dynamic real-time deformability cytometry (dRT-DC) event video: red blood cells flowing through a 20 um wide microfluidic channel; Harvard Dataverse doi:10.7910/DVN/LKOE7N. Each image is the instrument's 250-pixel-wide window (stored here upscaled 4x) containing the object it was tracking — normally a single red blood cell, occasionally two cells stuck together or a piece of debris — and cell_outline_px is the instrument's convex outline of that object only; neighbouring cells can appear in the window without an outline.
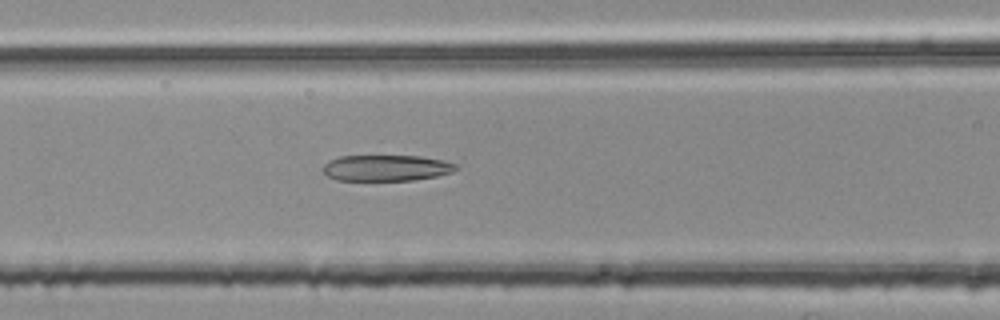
{"species": "common noctule bat (a hibernating species)", "species_latin": "Nyctalus noctula", "temperature_condition": "room temperature", "stored_images_in_passage": 29, "camera_frame_rate_fps": 3000, "um_per_image_px": 0.085, "animal": {"sex": "female", "body_mass_g": 25.1}, "frame": {"image": 1, "passage_image": 8, "time_ms": 2.333, "image_size_px": [1000, 320], "cell_outline_px": [[456, 168], [452, 172], [436, 176], [412, 180], [336, 180], [328, 176], [324, 172], [324, 164], [328, 160], [340, 156], [420, 156], [444, 160], [456, 164]], "centroid_in_image_um": [32.82, 14.27], "position_along_channel_um": 133.8, "area_um2": 20.06}}
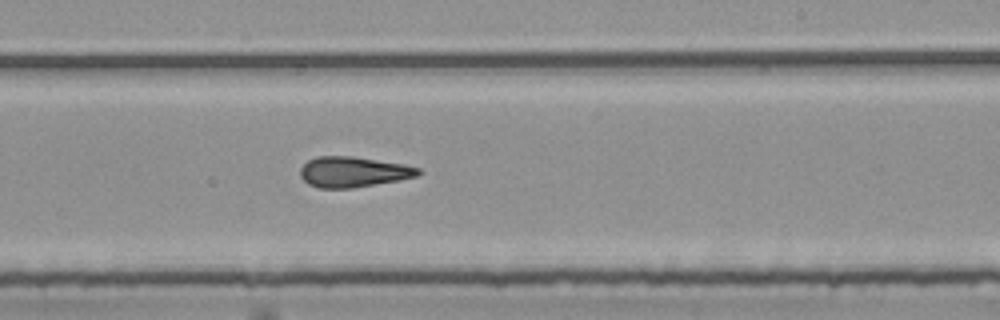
{"frame": {"image": 2, "passage_image": 18, "time_ms": 5.667, "image_size_px": [1000, 320], "cell_outline_px": [[420, 172], [416, 176], [400, 180], [352, 188], [320, 188], [308, 184], [300, 176], [300, 168], [308, 160], [316, 156], [352, 156], [404, 164], [420, 168]], "centroid_in_image_um": [30.0, 14.61], "position_along_channel_um": 259.0, "area_um2": 20.92}}
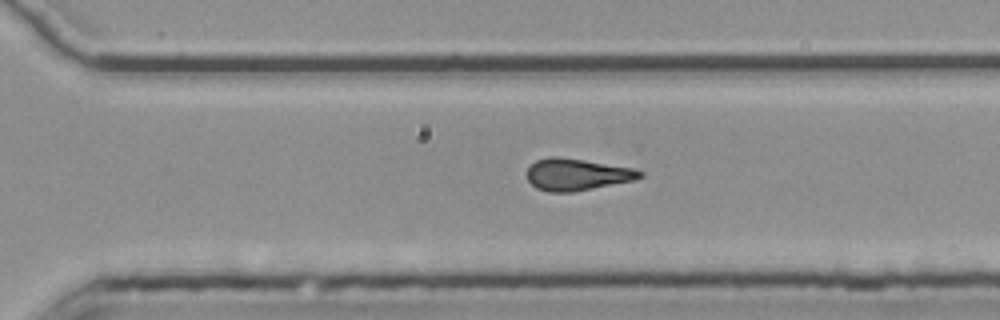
{"frame": {"image": 3, "passage_image": 23, "time_ms": 7.333, "image_size_px": [1000, 320], "cell_outline_px": [[644, 176], [632, 180], [572, 192], [548, 192], [536, 188], [528, 180], [528, 168], [536, 160], [548, 156], [560, 156], [632, 168], [644, 172]], "centroid_in_image_um": [49.0, 14.82], "position_along_channel_um": 321.6, "area_um2": 20.75}, "authors_computed_cell_mechanics": {"area_um2": 20.9236, "velocity_mm_per_s": 3.7565, "shape_relaxation_time_tau1_ms": null, "shape_relaxation_time_tau2_ms": 5.0817, "deformation_change_tau1": null, "deformation_change_tau2": 0.1709}}